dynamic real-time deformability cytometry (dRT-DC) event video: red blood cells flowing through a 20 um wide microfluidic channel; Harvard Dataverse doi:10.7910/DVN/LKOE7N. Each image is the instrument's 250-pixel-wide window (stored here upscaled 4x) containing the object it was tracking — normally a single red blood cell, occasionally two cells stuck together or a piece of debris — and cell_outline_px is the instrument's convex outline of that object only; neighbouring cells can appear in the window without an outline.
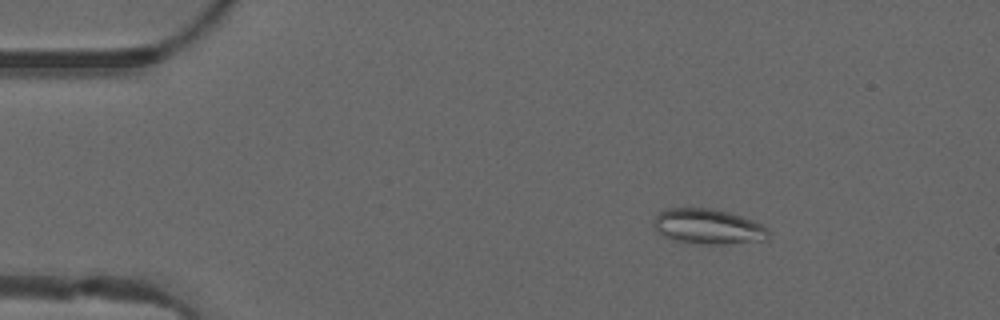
{"species": "common noctule bat (a hibernating species)", "species_latin": "Nyctalus noctula", "temperature_condition": "warm", "stored_images_in_passage": 49, "camera_frame_rate_fps": 3000, "um_per_image_px": 0.085, "animal": {"sex": "male", "forearm_length_mm": 52.5}, "frame": {"image": 1, "passage_image": 7, "time_ms": 2.0, "image_size_px": [1000, 320], "cell_outline_px": [[768, 240], [728, 244], [700, 244], [676, 240], [664, 236], [656, 232], [652, 224], [656, 216], [664, 208], [712, 208], [728, 212], [752, 220], [760, 224], [768, 232]], "centroid_in_image_um": [60.15, 19.26], "position_along_channel_um": 24.9, "area_um2": 23.52}}
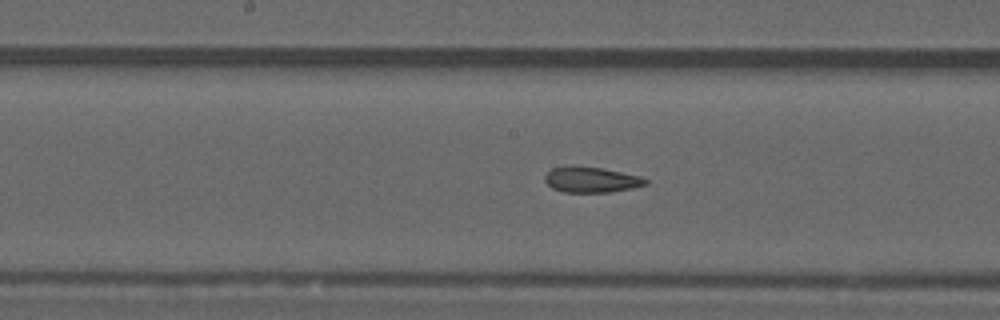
{"frame": {"image": 2, "passage_image": 25, "time_ms": 8.0, "image_size_px": [1000, 320], "cell_outline_px": [[648, 184], [632, 188], [612, 192], [564, 192], [552, 188], [544, 180], [544, 176], [552, 168], [572, 164], [600, 168], [640, 176], [648, 180]], "centroid_in_image_um": [50.23, 15.26], "position_along_channel_um": 198.0, "area_um2": 15.14}}
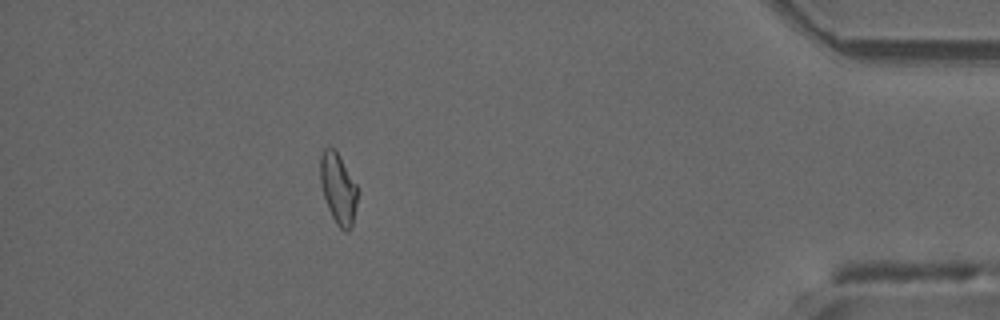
{"frame": {"image": 3, "passage_image": 44, "time_ms": 14.333, "image_size_px": [1000, 320], "cell_outline_px": [[356, 204], [352, 228], [348, 232], [344, 232], [336, 224], [328, 208], [324, 196], [320, 180], [320, 156], [324, 148], [332, 148], [336, 152], [356, 184]], "centroid_in_image_um": [28.73, 16.08], "position_along_channel_um": 406.5, "area_um2": 14.97}, "authors_computed_cell_mechanics": {"area_um2": 15.7794, "velocity_mm_per_s": 4.1021, "shape_relaxation_time_tau1_ms": null, "shape_relaxation_time_tau2_ms": 2.0019, "deformation_change_tau1": null, "deformation_change_tau2": 0.1003}}